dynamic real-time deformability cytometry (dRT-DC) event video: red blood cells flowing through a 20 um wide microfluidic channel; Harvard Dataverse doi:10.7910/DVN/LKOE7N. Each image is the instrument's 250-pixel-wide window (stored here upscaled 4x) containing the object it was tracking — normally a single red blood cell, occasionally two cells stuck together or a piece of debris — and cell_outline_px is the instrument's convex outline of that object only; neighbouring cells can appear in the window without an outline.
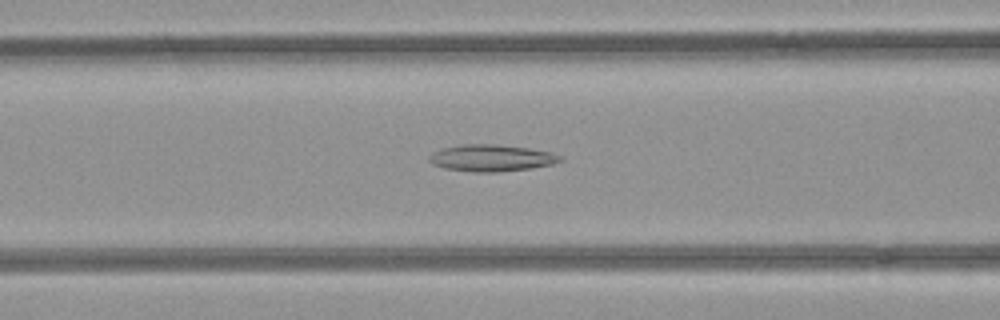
{"species": "common noctule bat (a hibernating species)", "species_latin": "Nyctalus noctula", "temperature_condition": "room temperature", "stored_images_in_passage": 52, "camera_frame_rate_fps": 3000, "um_per_image_px": 0.085, "animal": {"sex": "female", "body_mass_g": 21.9}, "frame": {"image": 1, "passage_image": 21, "time_ms": 6.667, "image_size_px": [1000, 320], "cell_outline_px": [[564, 160], [552, 164], [532, 168], [496, 172], [472, 172], [444, 168], [432, 164], [428, 160], [428, 156], [432, 152], [444, 148], [464, 144], [496, 144], [528, 148], [552, 152], [564, 156]], "centroid_in_image_um": [41.79, 13.43], "position_along_channel_um": 124.8, "area_um2": 20.58}}
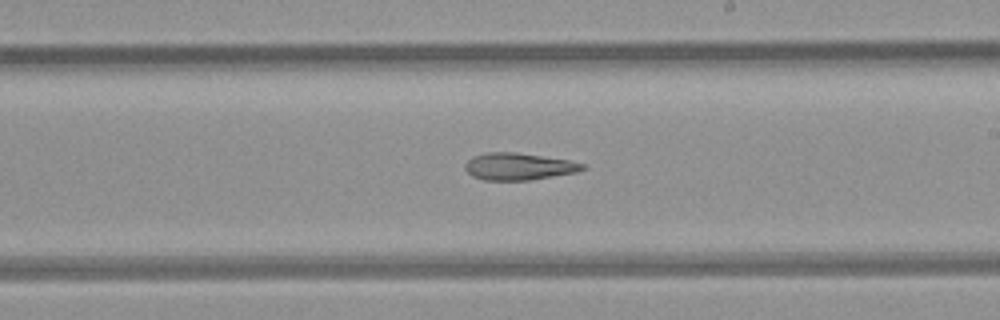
{"frame": {"image": 2, "passage_image": 30, "time_ms": 9.667, "image_size_px": [1000, 320], "cell_outline_px": [[588, 168], [576, 172], [528, 180], [484, 180], [472, 176], [464, 168], [464, 164], [472, 156], [484, 152], [516, 152], [568, 160], [584, 164]], "centroid_in_image_um": [44.05, 14.14], "position_along_channel_um": 245.0, "area_um2": 18.5}}
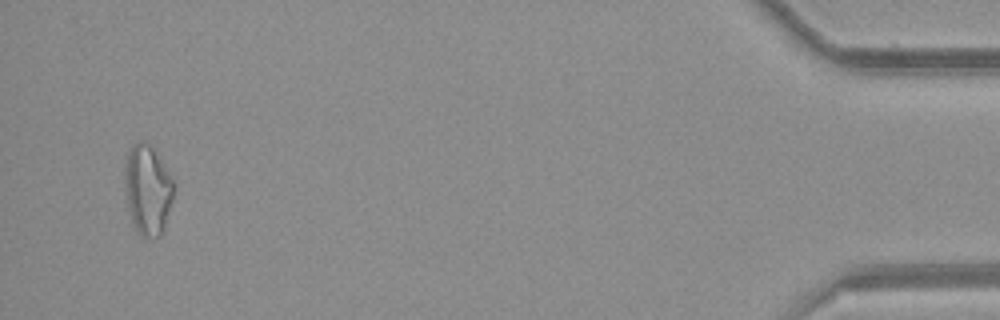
{"frame": {"image": 3, "passage_image": 50, "time_ms": 16.333, "image_size_px": [1000, 320], "cell_outline_px": [[176, 184], [172, 200], [164, 228], [160, 236], [140, 236], [132, 220], [128, 204], [124, 176], [124, 168], [128, 152], [132, 144], [140, 140], [156, 148], [176, 180]], "centroid_in_image_um": [12.6, 16.04], "position_along_channel_um": 422.6, "area_um2": 26.07}}